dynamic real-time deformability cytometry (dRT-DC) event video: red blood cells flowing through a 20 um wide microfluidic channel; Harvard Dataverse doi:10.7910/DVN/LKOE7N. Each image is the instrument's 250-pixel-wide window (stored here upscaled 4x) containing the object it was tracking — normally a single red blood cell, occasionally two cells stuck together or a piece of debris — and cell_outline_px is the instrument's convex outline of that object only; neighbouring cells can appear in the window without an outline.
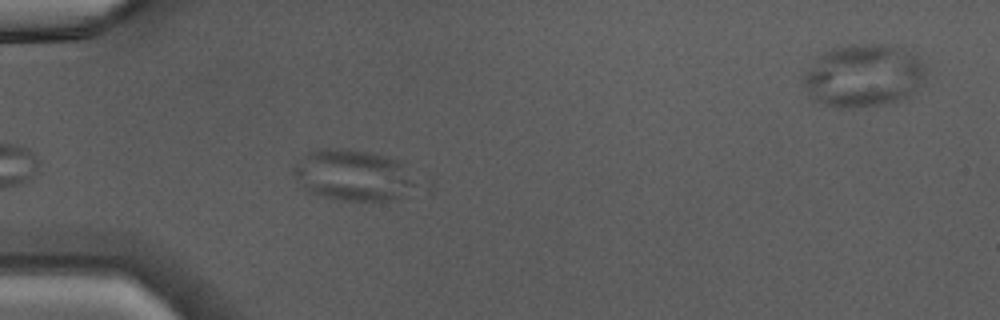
{"species": "Egyptian fruit bat (a non-hibernating species)", "species_latin": "Rousettus aegyptiacus", "temperature_condition": "warm", "stored_images_in_passage": 36, "camera_frame_rate_fps": 3000, "um_per_image_px": 0.085, "animal": {"sex": "male"}, "frame": {"image": 1, "passage_image": 4, "time_ms": 1.0, "image_size_px": [1000, 320], "cell_outline_px": [[432, 192], [428, 196], [392, 200], [344, 200], [304, 192], [292, 172], [292, 164], [300, 156], [308, 152], [324, 148], [344, 148], [376, 152], [396, 160], [432, 176]], "centroid_in_image_um": [30.52, 14.95], "position_along_channel_um": 54.5, "area_um2": 41.1}}
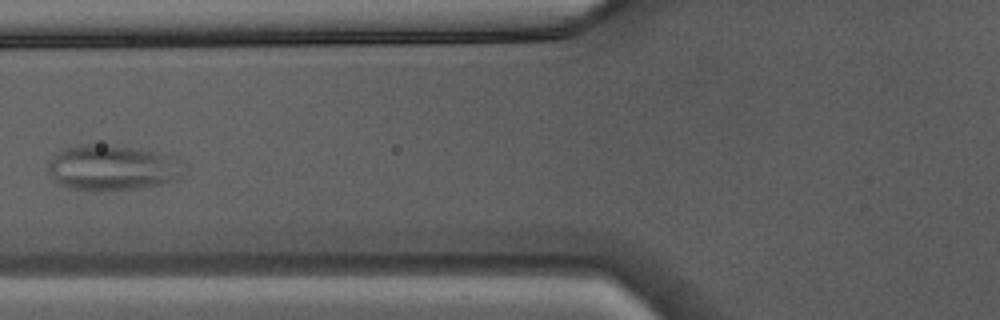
{"frame": {"image": 2, "passage_image": 9, "time_ms": 2.667, "image_size_px": [1000, 320], "cell_outline_px": [[188, 172], [180, 180], [140, 188], [112, 192], [92, 192], [72, 188], [60, 184], [48, 172], [48, 160], [64, 148], [76, 144], [88, 144], [140, 148], [176, 156], [184, 160], [188, 164]], "centroid_in_image_um": [9.69, 14.28], "position_along_channel_um": 116.1, "area_um2": 37.4}}
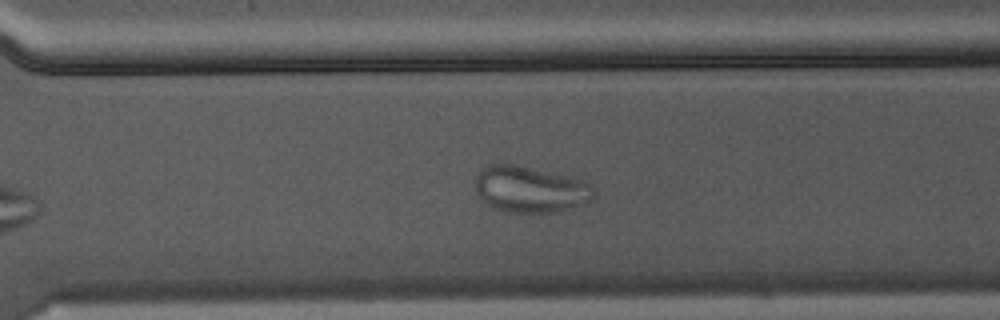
{"frame": {"image": 3, "passage_image": 23, "time_ms": 7.333, "image_size_px": [1000, 320], "cell_outline_px": [[596, 196], [592, 200], [572, 208], [560, 212], [504, 212], [488, 204], [480, 196], [476, 188], [476, 176], [488, 164], [512, 164], [572, 176], [588, 180], [596, 188]], "centroid_in_image_um": [45.18, 16.09], "position_along_channel_um": 325.4, "area_um2": 32.25}}